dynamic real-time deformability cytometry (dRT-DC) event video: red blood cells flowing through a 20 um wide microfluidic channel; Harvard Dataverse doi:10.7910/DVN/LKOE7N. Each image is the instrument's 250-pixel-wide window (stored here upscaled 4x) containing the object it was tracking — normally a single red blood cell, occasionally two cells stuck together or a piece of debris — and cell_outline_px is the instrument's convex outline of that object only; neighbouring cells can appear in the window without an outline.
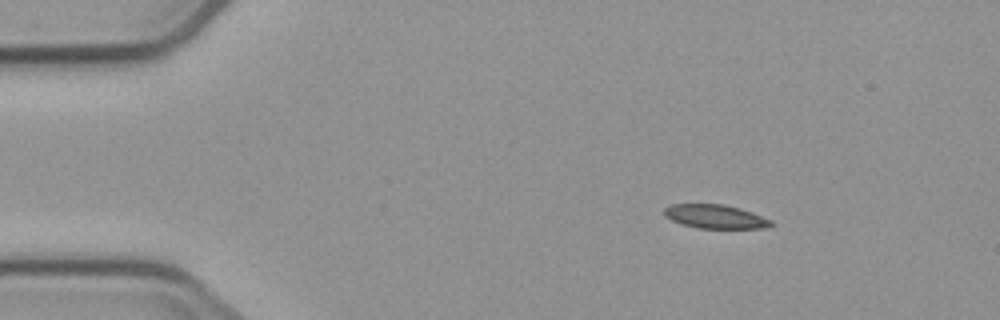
{"species": "common noctule bat (a hibernating species)", "species_latin": "Nyctalus noctula", "temperature_condition": "cold", "stored_images_in_passage": 3, "camera_frame_rate_fps": 3000, "um_per_image_px": 0.085, "animal": {"sex": "male", "body_mass_g": 23.1, "forearm_length_mm": 52.7}, "frame": {"image": 1, "passage_image": 1, "time_ms": 0.0, "image_size_px": [1000, 320], "cell_outline_px": [[776, 224], [764, 228], [700, 228], [684, 224], [672, 220], [664, 216], [664, 208], [672, 204], [724, 204], [740, 208], [752, 212], [772, 220]], "centroid_in_image_um": [60.84, 18.4], "position_along_channel_um": 24.2, "area_um2": 14.8}}